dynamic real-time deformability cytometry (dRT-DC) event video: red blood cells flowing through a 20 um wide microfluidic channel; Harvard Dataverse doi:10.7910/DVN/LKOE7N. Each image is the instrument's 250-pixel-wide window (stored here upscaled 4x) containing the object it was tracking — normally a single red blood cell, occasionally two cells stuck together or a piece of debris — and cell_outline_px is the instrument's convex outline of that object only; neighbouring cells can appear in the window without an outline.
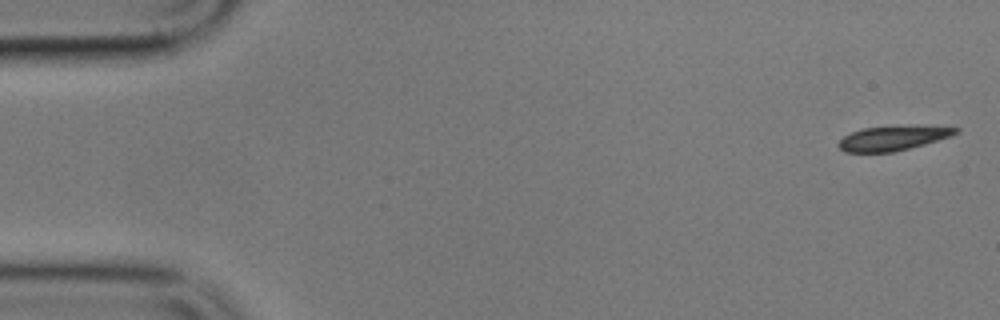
{"species": "common noctule bat (a hibernating species)", "species_latin": "Nyctalus noctula", "temperature_condition": "cold", "stored_images_in_passage": 5, "camera_frame_rate_fps": 3000, "um_per_image_px": 0.085, "animal": {"sex": "male", "body_mass_g": 17.9}, "frame": {"image": 1, "passage_image": 1, "time_ms": 0.0, "image_size_px": [1000, 320], "cell_outline_px": [[960, 132], [952, 136], [924, 144], [892, 152], [844, 152], [836, 144], [844, 136], [852, 132], [864, 128], [960, 128]], "centroid_in_image_um": [75.81, 11.8], "position_along_channel_um": 9.2, "area_um2": 15.66}}
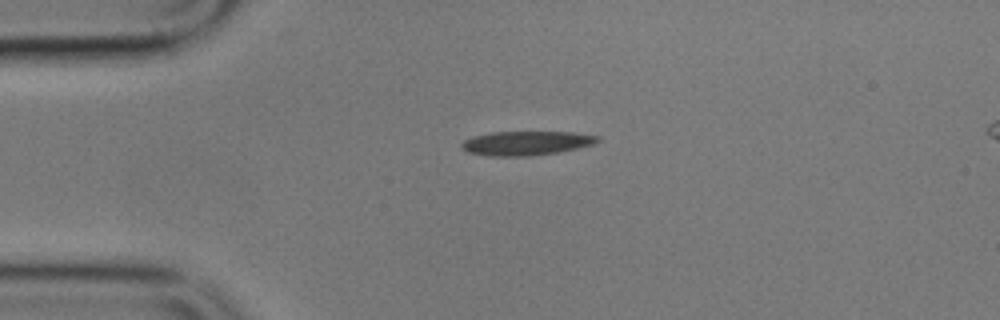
{"frame": {"image": 2, "passage_image": 3, "time_ms": 3.333, "image_size_px": [1000, 320], "cell_outline_px": [[600, 140], [592, 144], [560, 152], [528, 156], [488, 156], [468, 152], [460, 148], [460, 144], [464, 140], [472, 136], [492, 132], [572, 132], [600, 136]], "centroid_in_image_um": [44.69, 12.17], "position_along_channel_um": 40.3, "area_um2": 19.19}}
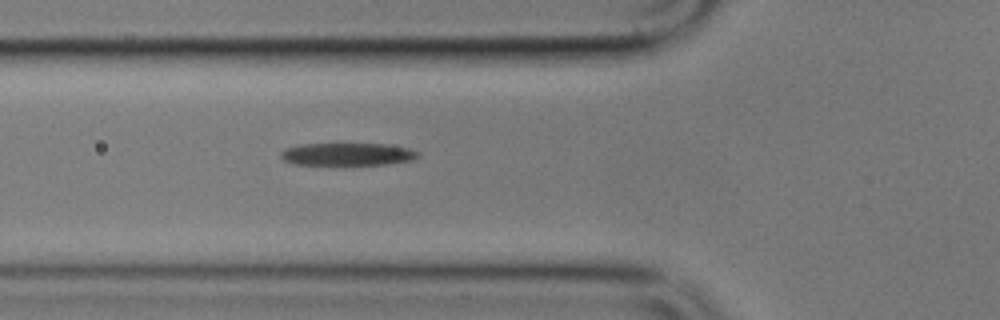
{"frame": {"image": 3, "passage_image": 5, "time_ms": 5.667, "image_size_px": [1000, 320], "cell_outline_px": [[420, 156], [412, 160], [388, 164], [296, 164], [284, 160], [280, 156], [280, 152], [284, 148], [300, 144], [384, 144], [408, 148], [420, 152]], "centroid_in_image_um": [29.54, 13.1], "position_along_channel_um": 96.3, "area_um2": 17.92}}